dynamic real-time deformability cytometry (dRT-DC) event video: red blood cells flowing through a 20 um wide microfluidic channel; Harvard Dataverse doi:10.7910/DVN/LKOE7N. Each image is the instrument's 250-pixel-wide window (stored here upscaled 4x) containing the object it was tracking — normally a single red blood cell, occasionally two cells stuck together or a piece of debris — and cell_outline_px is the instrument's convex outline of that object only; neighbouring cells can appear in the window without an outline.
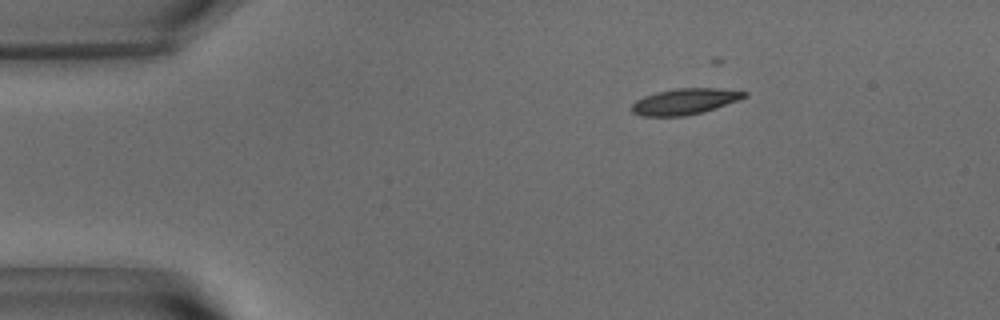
{"species": "common noctule bat (a hibernating species)", "species_latin": "Nyctalus noctula", "temperature_condition": "warm", "stored_images_in_passage": 14, "camera_frame_rate_fps": 3000, "um_per_image_px": 0.085, "animal": {"sex": "male", "body_mass_g": 15.6}, "frame": {"image": 1, "passage_image": 3, "time_ms": 0.667, "image_size_px": [1000, 320], "cell_outline_px": [[748, 96], [740, 100], [704, 112], [684, 116], [640, 116], [632, 112], [632, 104], [636, 100], [644, 96], [656, 92], [676, 88], [720, 88], [748, 92]], "centroid_in_image_um": [58.24, 8.62], "position_along_channel_um": 26.8, "area_um2": 17.22}}